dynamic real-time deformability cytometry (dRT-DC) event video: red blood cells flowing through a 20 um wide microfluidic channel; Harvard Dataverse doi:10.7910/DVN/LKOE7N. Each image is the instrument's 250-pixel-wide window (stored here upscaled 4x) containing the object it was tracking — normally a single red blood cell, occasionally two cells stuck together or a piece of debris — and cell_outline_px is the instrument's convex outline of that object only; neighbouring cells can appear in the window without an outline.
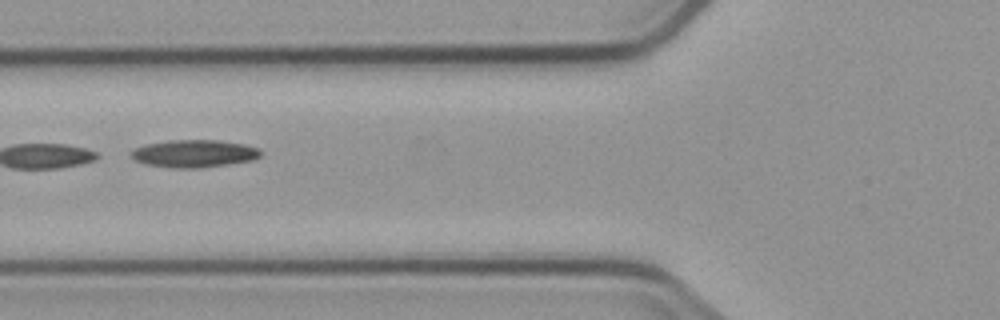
{"species": "common noctule bat (a hibernating species)", "species_latin": "Nyctalus noctula", "temperature_condition": "cold", "stored_images_in_passage": 7, "camera_frame_rate_fps": 3000, "um_per_image_px": 0.085, "animal": {"sex": "male", "body_mass_g": 23.1, "forearm_length_mm": 52.7}, "frame": {"image": 1, "passage_image": 7, "time_ms": 6.667, "image_size_px": [1000, 320], "cell_outline_px": [[260, 156], [252, 160], [228, 164], [200, 168], [172, 168], [144, 164], [136, 160], [128, 152], [136, 148], [148, 144], [168, 140], [220, 140], [244, 144], [260, 148]], "centroid_in_image_um": [16.5, 13.05], "position_along_channel_um": 109.3, "area_um2": 20.81}}